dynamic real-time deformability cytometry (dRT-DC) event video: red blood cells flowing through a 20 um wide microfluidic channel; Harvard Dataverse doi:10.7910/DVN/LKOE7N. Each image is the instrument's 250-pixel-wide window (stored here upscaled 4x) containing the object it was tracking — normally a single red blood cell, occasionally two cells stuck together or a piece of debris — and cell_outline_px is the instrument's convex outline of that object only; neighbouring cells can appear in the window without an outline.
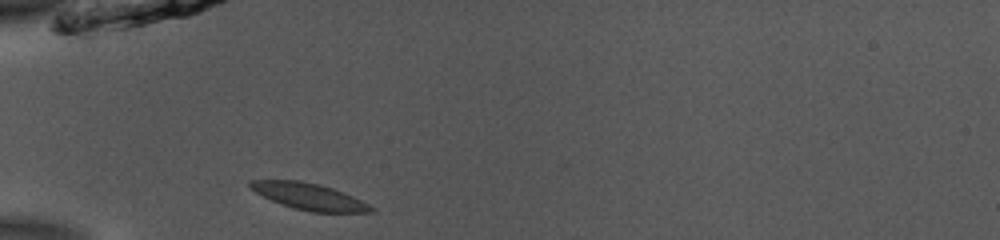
{"species": "common noctule bat (a hibernating species)", "species_latin": "Nyctalus noctula", "temperature_condition": "room temperature", "stored_images_in_passage": 37, "camera_frame_rate_fps": 3000, "um_per_image_px": 0.085, "animal": {"sex": "male", "body_mass_g": 13.0, "forearm_length_mm": 53.1}, "frame": {"image": 1, "passage_image": 1, "time_ms": 0.0, "image_size_px": [1000, 240], "cell_outline_px": [[376, 212], [312, 212], [296, 208], [272, 200], [248, 188], [248, 180], [300, 180], [320, 184], [344, 192], [376, 208]], "centroid_in_image_um": [26.28, 16.68], "position_along_channel_um": 58.7, "area_um2": 18.55}}
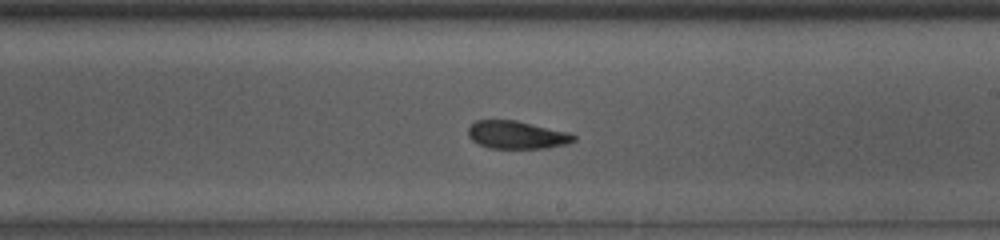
{"frame": {"image": 2, "passage_image": 16, "time_ms": 5.0, "image_size_px": [1000, 240], "cell_outline_px": [[576, 140], [568, 144], [548, 148], [488, 148], [472, 140], [468, 136], [468, 128], [476, 120], [516, 120], [568, 132], [576, 136]], "centroid_in_image_um": [43.94, 11.47], "position_along_channel_um": 245.1, "area_um2": 17.17}}
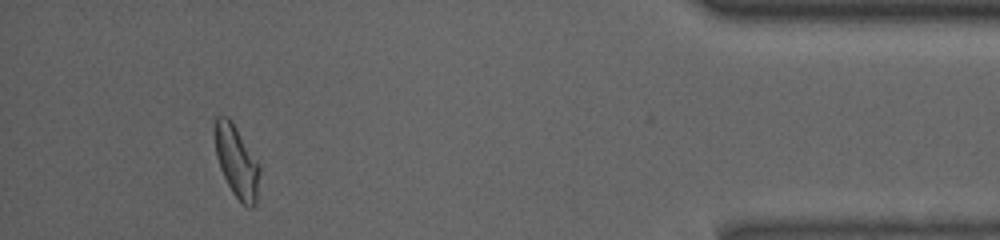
{"frame": {"image": 3, "passage_image": 33, "time_ms": 10.667, "image_size_px": [1000, 240], "cell_outline_px": [[260, 172], [256, 204], [252, 208], [248, 208], [232, 192], [220, 168], [216, 156], [216, 116], [228, 116], [260, 164]], "centroid_in_image_um": [20.15, 13.77], "position_along_channel_um": 415.0, "area_um2": 18.38}, "authors_computed_cell_mechanics": {"area_um2": 17.8602, "velocity_mm_per_s": 3.8657, "shape_relaxation_time_tau1_ms": 2.9953, "shape_relaxation_time_tau2_ms": 4.7505, "deformation_change_tau1": 0.12, "deformation_change_tau2": 0.0614}}